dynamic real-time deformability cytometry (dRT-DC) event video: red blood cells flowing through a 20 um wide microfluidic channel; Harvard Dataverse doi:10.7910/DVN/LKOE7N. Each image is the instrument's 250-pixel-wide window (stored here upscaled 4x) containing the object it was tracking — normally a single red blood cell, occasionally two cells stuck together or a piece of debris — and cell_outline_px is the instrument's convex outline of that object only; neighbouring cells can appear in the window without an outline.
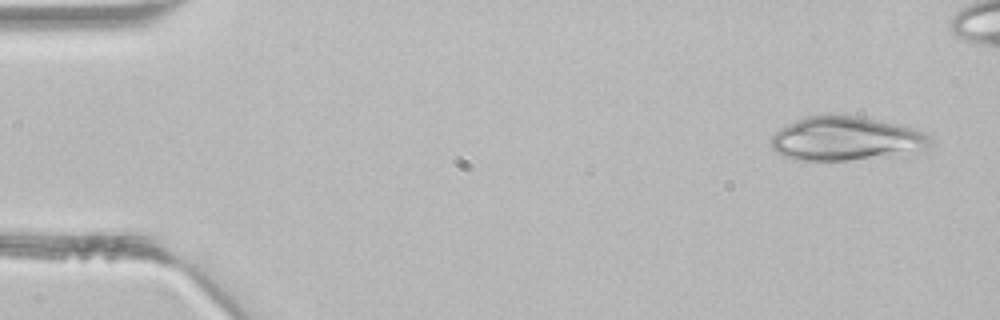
{"species": "common noctule bat (a hibernating species)", "species_latin": "Nyctalus noctula", "temperature_condition": "room temperature", "stored_images_in_passage": 3, "camera_frame_rate_fps": 3000, "um_per_image_px": 0.085, "animal": {"sex": "male", "body_mass_g": 21.5, "forearm_length_mm": 52.0}, "frame": {"image": 1, "passage_image": 1, "time_ms": 0.0, "image_size_px": [1000, 320], "cell_outline_px": [[932, 144], [924, 152], [900, 156], [848, 160], [796, 160], [784, 156], [776, 152], [772, 148], [772, 136], [780, 128], [804, 116], [824, 112], [828, 112], [860, 116], [884, 120], [916, 128], [928, 136], [932, 140]], "centroid_in_image_um": [71.99, 11.76], "position_along_channel_um": 13.0, "area_um2": 42.25}}